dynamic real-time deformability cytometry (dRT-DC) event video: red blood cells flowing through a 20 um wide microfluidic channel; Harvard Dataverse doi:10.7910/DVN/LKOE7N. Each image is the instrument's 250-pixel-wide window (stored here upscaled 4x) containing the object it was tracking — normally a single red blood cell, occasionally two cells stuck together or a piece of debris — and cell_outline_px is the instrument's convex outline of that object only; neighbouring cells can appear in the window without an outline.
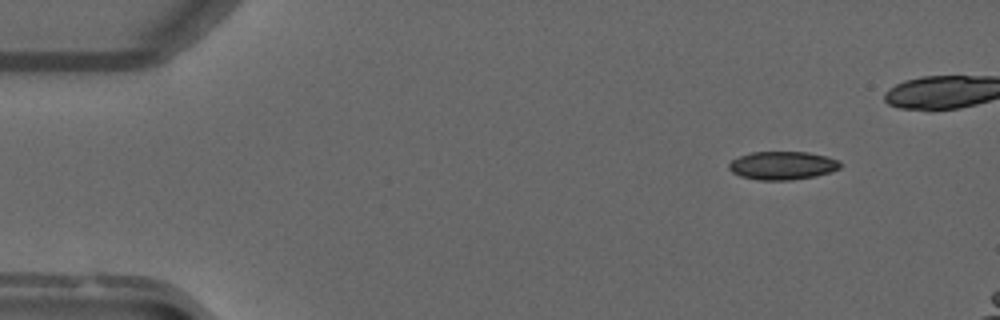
{"species": "common noctule bat (a hibernating species)", "species_latin": "Nyctalus noctula", "temperature_condition": "warm", "stored_images_in_passage": 42, "camera_frame_rate_fps": 3000, "um_per_image_px": 0.085, "animal": {"sex": "male", "forearm_length_mm": 52.5}, "frame": {"image": 1, "passage_image": 3, "time_ms": 0.667, "image_size_px": [1000, 320], "cell_outline_px": [[840, 168], [816, 176], [792, 180], [760, 180], [740, 176], [732, 172], [728, 168], [728, 164], [732, 160], [740, 156], [752, 152], [808, 152], [828, 156], [840, 160]], "centroid_in_image_um": [66.52, 14.06], "position_along_channel_um": 18.5, "area_um2": 18.38}}
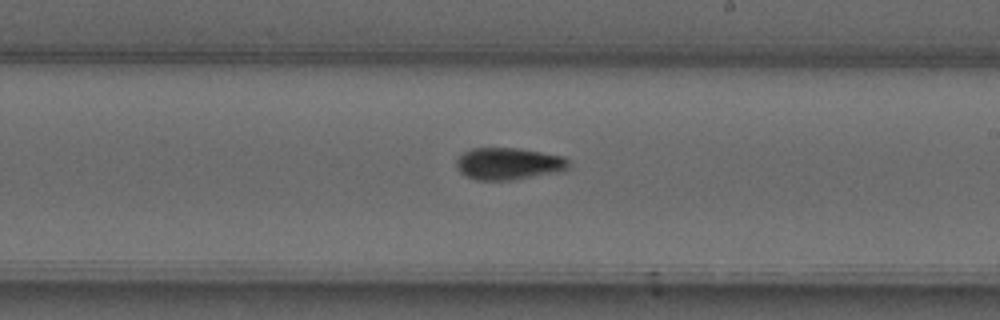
{"frame": {"image": 2, "passage_image": 27, "time_ms": 8.667, "image_size_px": [1000, 320], "cell_outline_px": [[568, 168], [564, 172], [512, 180], [476, 180], [460, 172], [456, 168], [456, 160], [464, 152], [472, 148], [520, 148], [564, 156], [568, 160]], "centroid_in_image_um": [43.26, 13.92], "position_along_channel_um": 245.7, "area_um2": 21.21}}
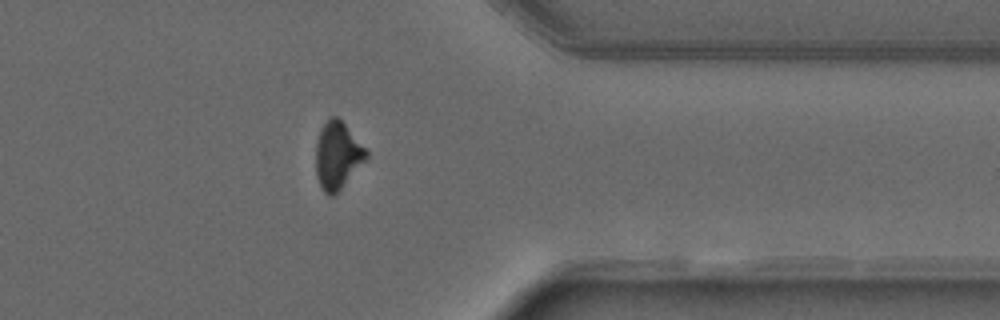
{"frame": {"image": 3, "passage_image": 38, "time_ms": 12.333, "image_size_px": [1000, 320], "cell_outline_px": [[368, 156], [340, 188], [332, 196], [328, 196], [320, 188], [316, 176], [316, 144], [320, 128], [332, 116], [336, 116], [368, 148]], "centroid_in_image_um": [28.67, 13.2], "position_along_channel_um": 382.7, "area_um2": 19.54}, "authors_computed_cell_mechanics": {"area_um2": 19.9699, "velocity_mm_per_s": 4.0325, "shape_relaxation_time_tau1_ms": null, "shape_relaxation_time_tau2_ms": 3.9056, "deformation_change_tau1": null, "deformation_change_tau2": 0.0867}}